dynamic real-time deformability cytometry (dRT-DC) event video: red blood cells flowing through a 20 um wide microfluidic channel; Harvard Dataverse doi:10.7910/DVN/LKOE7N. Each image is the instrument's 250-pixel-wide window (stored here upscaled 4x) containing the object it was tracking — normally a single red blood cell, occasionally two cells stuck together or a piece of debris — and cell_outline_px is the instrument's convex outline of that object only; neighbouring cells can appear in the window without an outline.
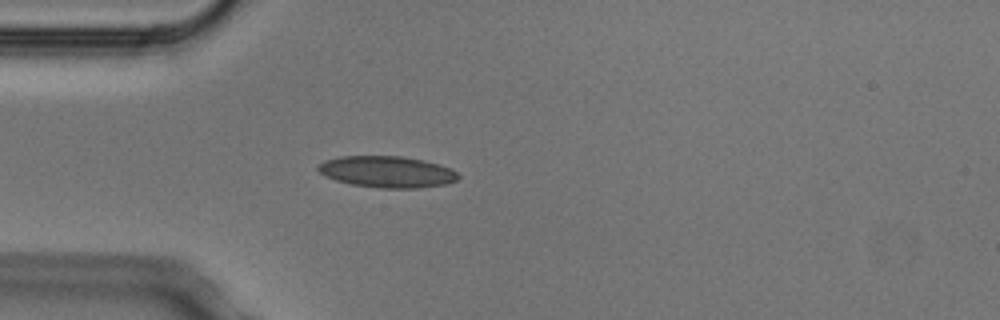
{"species": "Egyptian fruit bat (a non-hibernating species)", "species_latin": "Rousettus aegyptiacus", "temperature_condition": "cold", "stored_images_in_passage": 1, "camera_frame_rate_fps": 3000, "um_per_image_px": 0.085, "animal": {"sex": "male"}, "frame": {"image": 1, "passage_image": 1, "time_ms": 0.0, "image_size_px": [1000, 320], "cell_outline_px": [[460, 176], [456, 180], [444, 184], [416, 188], [380, 188], [352, 184], [336, 180], [324, 176], [316, 168], [324, 160], [340, 156], [400, 156], [424, 160], [440, 164], [452, 168]], "centroid_in_image_um": [32.9, 14.59], "position_along_channel_um": 52.1, "area_um2": 25.66}}